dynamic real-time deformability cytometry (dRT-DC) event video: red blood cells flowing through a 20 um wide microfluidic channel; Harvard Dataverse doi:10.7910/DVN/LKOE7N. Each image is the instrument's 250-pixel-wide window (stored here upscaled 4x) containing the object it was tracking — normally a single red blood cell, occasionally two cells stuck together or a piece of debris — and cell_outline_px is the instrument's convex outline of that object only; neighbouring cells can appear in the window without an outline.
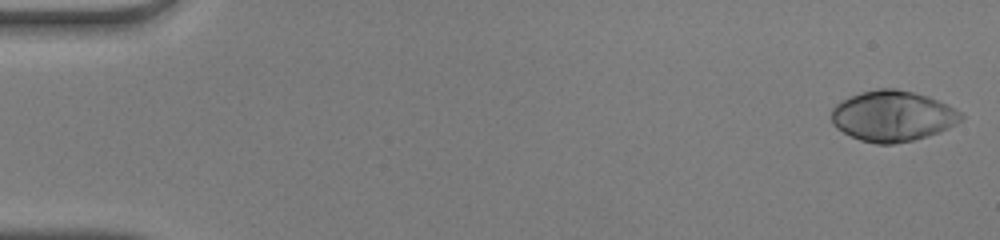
{"species": "human", "species_latin": "Homo sapiens", "temperature_condition": "warm", "stored_images_in_passage": 49, "camera_frame_rate_fps": 3000, "um_per_image_px": 0.085, "donor": {"sex": "male"}, "frame": {"image": 1, "passage_image": 1, "time_ms": 0.0, "image_size_px": [1000, 240], "cell_outline_px": [[964, 116], [956, 124], [940, 132], [928, 136], [912, 140], [892, 144], [876, 144], [860, 140], [836, 128], [832, 124], [832, 108], [840, 100], [860, 92], [880, 88], [896, 88], [928, 96], [948, 104], [960, 112]], "centroid_in_image_um": [75.87, 9.86], "position_along_channel_um": 9.1, "area_um2": 38.32}}
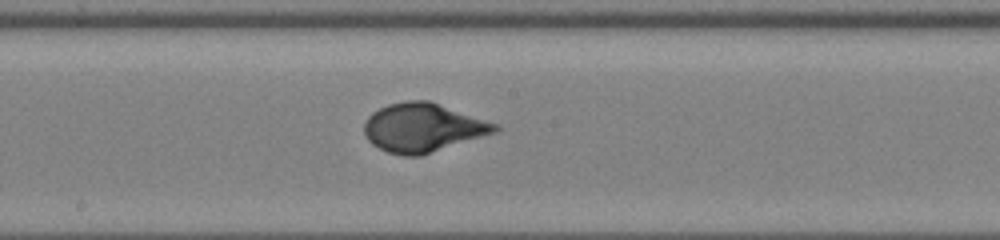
{"frame": {"image": 2, "passage_image": 27, "time_ms": 8.667, "image_size_px": [1000, 240], "cell_outline_px": [[500, 128], [496, 132], [420, 156], [404, 156], [388, 152], [372, 144], [368, 140], [364, 132], [364, 124], [368, 116], [372, 112], [388, 104], [404, 100], [428, 100], [500, 124]], "centroid_in_image_um": [35.95, 10.84], "position_along_channel_um": 212.2, "area_um2": 37.17}}
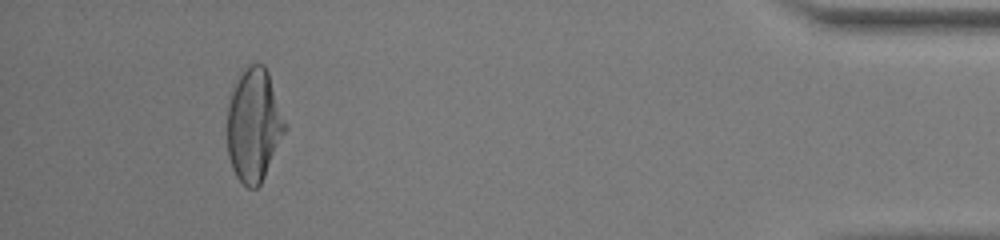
{"frame": {"image": 3, "passage_image": 46, "time_ms": 15.0, "image_size_px": [1000, 240], "cell_outline_px": [[288, 128], [260, 184], [256, 188], [248, 188], [236, 176], [232, 168], [228, 156], [228, 104], [236, 76], [244, 68], [252, 64], [264, 64], [268, 72], [288, 124]], "centroid_in_image_um": [21.6, 10.6], "position_along_channel_um": 413.6, "area_um2": 38.38}, "authors_computed_cell_mechanics": {"area_um2": 36.9342, "velocity_mm_per_s": 4.154, "shape_relaxation_time_tau1_ms": 3.6772, "shape_relaxation_time_tau2_ms": null, "deformation_change_tau1": 0.2273, "deformation_change_tau2": null}}